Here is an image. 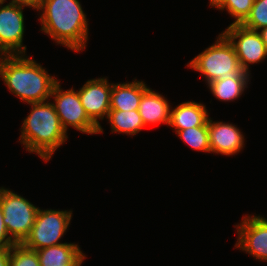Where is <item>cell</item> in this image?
<instances>
[{"mask_svg":"<svg viewBox=\"0 0 267 266\" xmlns=\"http://www.w3.org/2000/svg\"><path fill=\"white\" fill-rule=\"evenodd\" d=\"M3 219V211L0 206V247H12L16 242L9 236Z\"/></svg>","mask_w":267,"mask_h":266,"instance_id":"obj_23","label":"cell"},{"mask_svg":"<svg viewBox=\"0 0 267 266\" xmlns=\"http://www.w3.org/2000/svg\"><path fill=\"white\" fill-rule=\"evenodd\" d=\"M2 3H5V1H4V0H0V5H1Z\"/></svg>","mask_w":267,"mask_h":266,"instance_id":"obj_28","label":"cell"},{"mask_svg":"<svg viewBox=\"0 0 267 266\" xmlns=\"http://www.w3.org/2000/svg\"><path fill=\"white\" fill-rule=\"evenodd\" d=\"M31 111L24 118L21 126L19 142L29 153H35L45 162L52 159L53 154L68 139L53 103H28Z\"/></svg>","mask_w":267,"mask_h":266,"instance_id":"obj_3","label":"cell"},{"mask_svg":"<svg viewBox=\"0 0 267 266\" xmlns=\"http://www.w3.org/2000/svg\"><path fill=\"white\" fill-rule=\"evenodd\" d=\"M224 2L225 0H209V6L219 9L224 4Z\"/></svg>","mask_w":267,"mask_h":266,"instance_id":"obj_26","label":"cell"},{"mask_svg":"<svg viewBox=\"0 0 267 266\" xmlns=\"http://www.w3.org/2000/svg\"><path fill=\"white\" fill-rule=\"evenodd\" d=\"M112 83L108 77L88 79L84 85L78 89L79 98L88 117L99 127V132L103 133L100 120L107 119L110 111V98Z\"/></svg>","mask_w":267,"mask_h":266,"instance_id":"obj_11","label":"cell"},{"mask_svg":"<svg viewBox=\"0 0 267 266\" xmlns=\"http://www.w3.org/2000/svg\"><path fill=\"white\" fill-rule=\"evenodd\" d=\"M32 8L21 3L7 2L0 5V56L25 55L23 46L25 33L24 8Z\"/></svg>","mask_w":267,"mask_h":266,"instance_id":"obj_8","label":"cell"},{"mask_svg":"<svg viewBox=\"0 0 267 266\" xmlns=\"http://www.w3.org/2000/svg\"><path fill=\"white\" fill-rule=\"evenodd\" d=\"M186 67L201 73L205 84L226 78L251 79V73L240 67L232 44L222 33L211 46L190 60Z\"/></svg>","mask_w":267,"mask_h":266,"instance_id":"obj_4","label":"cell"},{"mask_svg":"<svg viewBox=\"0 0 267 266\" xmlns=\"http://www.w3.org/2000/svg\"><path fill=\"white\" fill-rule=\"evenodd\" d=\"M4 1L6 2L7 0H4ZM39 1L40 0H11L9 2L25 4V5L32 7V9L35 10L39 4Z\"/></svg>","mask_w":267,"mask_h":266,"instance_id":"obj_25","label":"cell"},{"mask_svg":"<svg viewBox=\"0 0 267 266\" xmlns=\"http://www.w3.org/2000/svg\"><path fill=\"white\" fill-rule=\"evenodd\" d=\"M36 252L40 266H82L87 256L75 242H64Z\"/></svg>","mask_w":267,"mask_h":266,"instance_id":"obj_14","label":"cell"},{"mask_svg":"<svg viewBox=\"0 0 267 266\" xmlns=\"http://www.w3.org/2000/svg\"><path fill=\"white\" fill-rule=\"evenodd\" d=\"M35 10L39 12L40 31L55 44L74 52L84 51L89 40V21L79 0H40Z\"/></svg>","mask_w":267,"mask_h":266,"instance_id":"obj_1","label":"cell"},{"mask_svg":"<svg viewBox=\"0 0 267 266\" xmlns=\"http://www.w3.org/2000/svg\"><path fill=\"white\" fill-rule=\"evenodd\" d=\"M176 134L193 150L210 153L208 120L202 126L179 130Z\"/></svg>","mask_w":267,"mask_h":266,"instance_id":"obj_19","label":"cell"},{"mask_svg":"<svg viewBox=\"0 0 267 266\" xmlns=\"http://www.w3.org/2000/svg\"><path fill=\"white\" fill-rule=\"evenodd\" d=\"M242 25L257 31L267 27V0H254L250 14Z\"/></svg>","mask_w":267,"mask_h":266,"instance_id":"obj_22","label":"cell"},{"mask_svg":"<svg viewBox=\"0 0 267 266\" xmlns=\"http://www.w3.org/2000/svg\"><path fill=\"white\" fill-rule=\"evenodd\" d=\"M210 153L232 156L245 147V135L237 125L208 118Z\"/></svg>","mask_w":267,"mask_h":266,"instance_id":"obj_12","label":"cell"},{"mask_svg":"<svg viewBox=\"0 0 267 266\" xmlns=\"http://www.w3.org/2000/svg\"><path fill=\"white\" fill-rule=\"evenodd\" d=\"M60 84V81L55 84L50 97L51 99L53 97L52 103L66 133L68 132V127H72L84 134H98L99 127L85 112L78 90L75 91L74 87L63 90Z\"/></svg>","mask_w":267,"mask_h":266,"instance_id":"obj_7","label":"cell"},{"mask_svg":"<svg viewBox=\"0 0 267 266\" xmlns=\"http://www.w3.org/2000/svg\"><path fill=\"white\" fill-rule=\"evenodd\" d=\"M259 33H260L262 40H263V42L267 48V27L260 29Z\"/></svg>","mask_w":267,"mask_h":266,"instance_id":"obj_27","label":"cell"},{"mask_svg":"<svg viewBox=\"0 0 267 266\" xmlns=\"http://www.w3.org/2000/svg\"><path fill=\"white\" fill-rule=\"evenodd\" d=\"M10 247H0V266H9Z\"/></svg>","mask_w":267,"mask_h":266,"instance_id":"obj_24","label":"cell"},{"mask_svg":"<svg viewBox=\"0 0 267 266\" xmlns=\"http://www.w3.org/2000/svg\"><path fill=\"white\" fill-rule=\"evenodd\" d=\"M237 229L235 249L248 253L255 260L267 261V219L262 215H243Z\"/></svg>","mask_w":267,"mask_h":266,"instance_id":"obj_10","label":"cell"},{"mask_svg":"<svg viewBox=\"0 0 267 266\" xmlns=\"http://www.w3.org/2000/svg\"><path fill=\"white\" fill-rule=\"evenodd\" d=\"M232 44L240 67L250 73V65L263 62L267 58V48L257 30H251L242 24L229 25L221 32Z\"/></svg>","mask_w":267,"mask_h":266,"instance_id":"obj_9","label":"cell"},{"mask_svg":"<svg viewBox=\"0 0 267 266\" xmlns=\"http://www.w3.org/2000/svg\"><path fill=\"white\" fill-rule=\"evenodd\" d=\"M254 0H225L224 4L218 9L227 11L234 21L230 25L242 24L249 16Z\"/></svg>","mask_w":267,"mask_h":266,"instance_id":"obj_21","label":"cell"},{"mask_svg":"<svg viewBox=\"0 0 267 266\" xmlns=\"http://www.w3.org/2000/svg\"><path fill=\"white\" fill-rule=\"evenodd\" d=\"M0 79L11 94L27 104L50 100L59 81L27 54L0 56Z\"/></svg>","mask_w":267,"mask_h":266,"instance_id":"obj_2","label":"cell"},{"mask_svg":"<svg viewBox=\"0 0 267 266\" xmlns=\"http://www.w3.org/2000/svg\"><path fill=\"white\" fill-rule=\"evenodd\" d=\"M72 216V210L39 208L30 233L22 244L35 251L62 244L61 239L71 224Z\"/></svg>","mask_w":267,"mask_h":266,"instance_id":"obj_5","label":"cell"},{"mask_svg":"<svg viewBox=\"0 0 267 266\" xmlns=\"http://www.w3.org/2000/svg\"><path fill=\"white\" fill-rule=\"evenodd\" d=\"M0 206L9 236L16 243H22L30 233L39 207L5 187H0Z\"/></svg>","mask_w":267,"mask_h":266,"instance_id":"obj_6","label":"cell"},{"mask_svg":"<svg viewBox=\"0 0 267 266\" xmlns=\"http://www.w3.org/2000/svg\"><path fill=\"white\" fill-rule=\"evenodd\" d=\"M171 107L168 99L150 87L143 93L139 113L144 126L166 124L169 126Z\"/></svg>","mask_w":267,"mask_h":266,"instance_id":"obj_13","label":"cell"},{"mask_svg":"<svg viewBox=\"0 0 267 266\" xmlns=\"http://www.w3.org/2000/svg\"><path fill=\"white\" fill-rule=\"evenodd\" d=\"M106 120L110 124L111 133L134 136L145 128L139 110H110Z\"/></svg>","mask_w":267,"mask_h":266,"instance_id":"obj_17","label":"cell"},{"mask_svg":"<svg viewBox=\"0 0 267 266\" xmlns=\"http://www.w3.org/2000/svg\"><path fill=\"white\" fill-rule=\"evenodd\" d=\"M148 88L144 81L136 78L132 82L112 83L110 110H139L141 97Z\"/></svg>","mask_w":267,"mask_h":266,"instance_id":"obj_15","label":"cell"},{"mask_svg":"<svg viewBox=\"0 0 267 266\" xmlns=\"http://www.w3.org/2000/svg\"><path fill=\"white\" fill-rule=\"evenodd\" d=\"M250 84V79H217L207 84L213 96L222 102L238 100Z\"/></svg>","mask_w":267,"mask_h":266,"instance_id":"obj_18","label":"cell"},{"mask_svg":"<svg viewBox=\"0 0 267 266\" xmlns=\"http://www.w3.org/2000/svg\"><path fill=\"white\" fill-rule=\"evenodd\" d=\"M9 266H40L37 252L16 243L10 247Z\"/></svg>","mask_w":267,"mask_h":266,"instance_id":"obj_20","label":"cell"},{"mask_svg":"<svg viewBox=\"0 0 267 266\" xmlns=\"http://www.w3.org/2000/svg\"><path fill=\"white\" fill-rule=\"evenodd\" d=\"M209 118L207 107L202 102L185 101L175 108L171 107L169 127L174 132L191 127L202 126Z\"/></svg>","mask_w":267,"mask_h":266,"instance_id":"obj_16","label":"cell"}]
</instances>
